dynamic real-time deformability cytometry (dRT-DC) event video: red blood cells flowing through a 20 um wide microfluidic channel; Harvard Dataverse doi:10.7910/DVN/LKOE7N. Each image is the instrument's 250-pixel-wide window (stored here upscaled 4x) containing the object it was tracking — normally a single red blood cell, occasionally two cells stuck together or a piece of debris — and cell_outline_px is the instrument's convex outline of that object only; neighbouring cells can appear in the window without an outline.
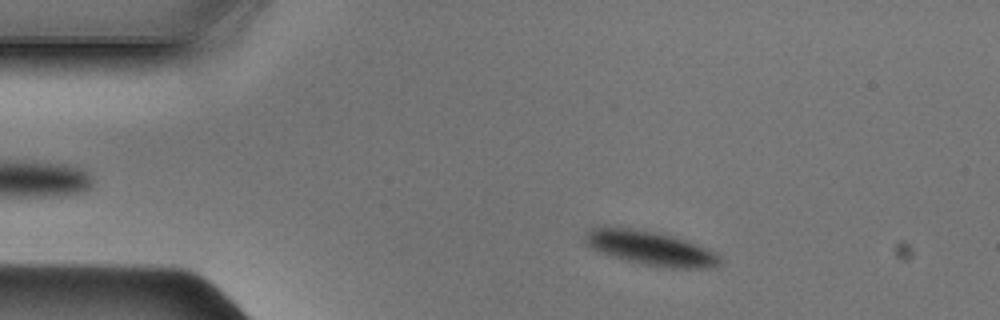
{"species": "Egyptian fruit bat (a non-hibernating species)", "species_latin": "Rousettus aegyptiacus", "temperature_condition": "cold", "stored_images_in_passage": 45, "camera_frame_rate_fps": 3000, "um_per_image_px": 0.085, "animal": {"sex": "male"}, "frame": {"image": 1, "passage_image": 5, "time_ms": 1.333, "image_size_px": [1000, 320], "cell_outline_px": [[724, 260], [720, 264], [708, 268], [664, 268], [644, 264], [628, 260], [600, 252], [588, 244], [584, 240], [584, 236], [592, 228], [628, 228], [656, 232], [688, 240], [716, 252]], "centroid_in_image_um": [55.4, 21.11], "position_along_channel_um": 29.6, "area_um2": 26.47}}
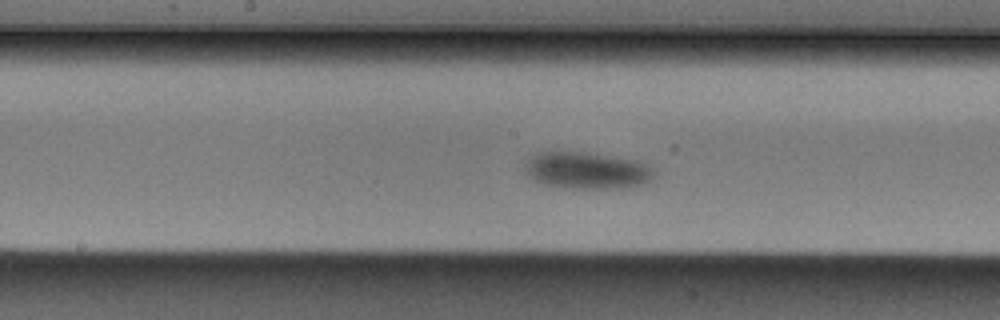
{"frame": {"image": 2, "passage_image": 21, "time_ms": 6.667, "image_size_px": [1000, 320], "cell_outline_px": [[656, 172], [648, 180], [640, 184], [620, 188], [568, 188], [544, 184], [532, 180], [524, 172], [524, 164], [532, 156], [540, 152], [584, 152], [640, 160], [648, 164]], "centroid_in_image_um": [49.86, 14.48], "position_along_channel_um": 198.3, "area_um2": 27.74}}
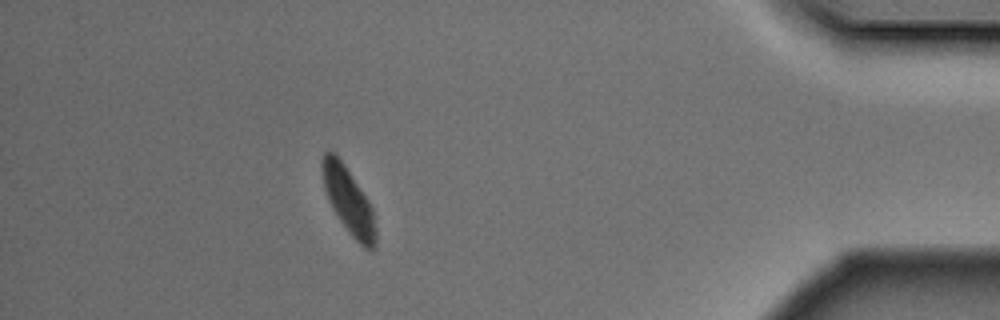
{"frame": {"image": 3, "passage_image": 40, "time_ms": 13.0, "image_size_px": [1000, 320], "cell_outline_px": [[376, 244], [372, 248], [364, 248], [352, 236], [340, 220], [332, 208], [324, 188], [320, 168], [320, 164], [324, 152], [328, 148], [344, 164], [368, 200], [372, 208], [376, 232]], "centroid_in_image_um": [29.59, 17.02], "position_along_channel_um": 405.6, "area_um2": 20.4}}